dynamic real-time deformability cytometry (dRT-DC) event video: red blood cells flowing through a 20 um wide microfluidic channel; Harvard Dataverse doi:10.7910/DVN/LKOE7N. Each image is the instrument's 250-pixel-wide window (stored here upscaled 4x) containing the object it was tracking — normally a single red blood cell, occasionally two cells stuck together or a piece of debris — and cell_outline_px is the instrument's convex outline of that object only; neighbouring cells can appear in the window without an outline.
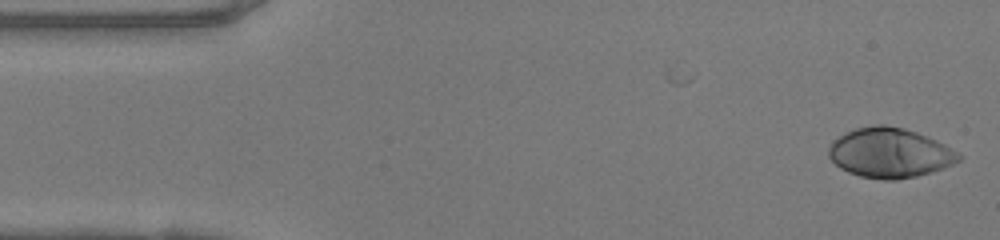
{"species": "human", "species_latin": "Homo sapiens", "temperature_condition": "warm", "stored_images_in_passage": 48, "camera_frame_rate_fps": 3000, "um_per_image_px": 0.085, "donor": {"sex": "female"}, "frame": {"image": 1, "passage_image": 1, "time_ms": 0.0, "image_size_px": [1000, 240], "cell_outline_px": [[964, 156], [960, 160], [944, 168], [916, 176], [896, 180], [884, 180], [860, 176], [848, 172], [840, 168], [828, 156], [828, 148], [832, 140], [856, 128], [872, 124], [884, 124], [904, 128], [916, 132], [936, 140], [944, 144]], "centroid_in_image_um": [75.62, 12.99], "position_along_channel_um": 9.4, "area_um2": 37.74}}
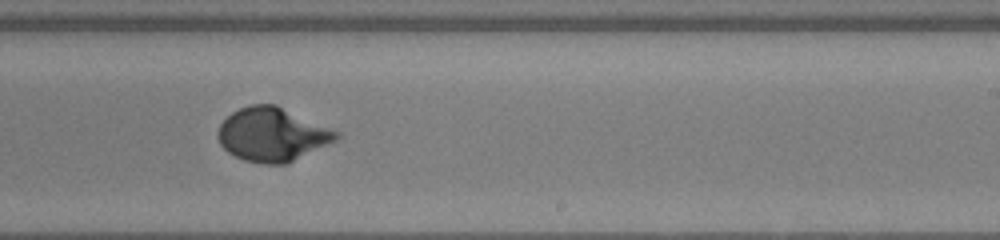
{"frame": {"image": 2, "passage_image": 28, "time_ms": 9.0, "image_size_px": [1000, 240], "cell_outline_px": [[340, 136], [336, 140], [288, 164], [264, 164], [244, 160], [228, 152], [220, 144], [216, 136], [216, 132], [220, 124], [232, 112], [240, 108], [252, 104], [276, 104], [340, 132]], "centroid_in_image_um": [23.13, 11.43], "position_along_channel_um": 265.9, "area_um2": 37.11}}
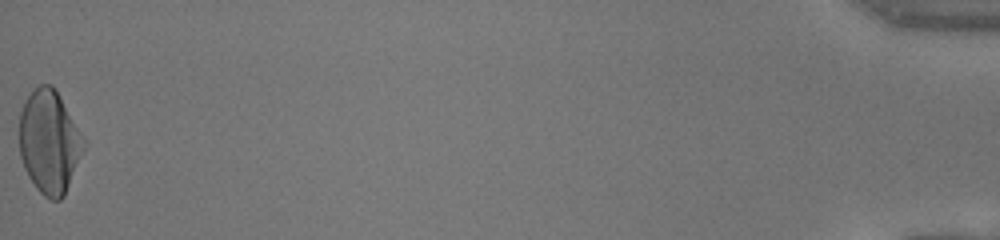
{"frame": {"image": 3, "passage_image": 48, "time_ms": 15.667, "image_size_px": [1000, 240], "cell_outline_px": [[84, 148], [64, 196], [60, 200], [52, 200], [44, 196], [36, 188], [28, 176], [24, 168], [20, 156], [20, 112], [24, 100], [32, 88], [40, 84], [52, 84], [60, 96], [84, 136]], "centroid_in_image_um": [4.18, 12.02], "position_along_channel_um": 431.0, "area_um2": 38.78}, "authors_computed_cell_mechanics": {"area_um2": 35.9227, "velocity_mm_per_s": 4.1425, "shape_relaxation_time_tau1_ms": 3.7684, "shape_relaxation_time_tau2_ms": null, "deformation_change_tau1": 0.2286, "deformation_change_tau2": null}}